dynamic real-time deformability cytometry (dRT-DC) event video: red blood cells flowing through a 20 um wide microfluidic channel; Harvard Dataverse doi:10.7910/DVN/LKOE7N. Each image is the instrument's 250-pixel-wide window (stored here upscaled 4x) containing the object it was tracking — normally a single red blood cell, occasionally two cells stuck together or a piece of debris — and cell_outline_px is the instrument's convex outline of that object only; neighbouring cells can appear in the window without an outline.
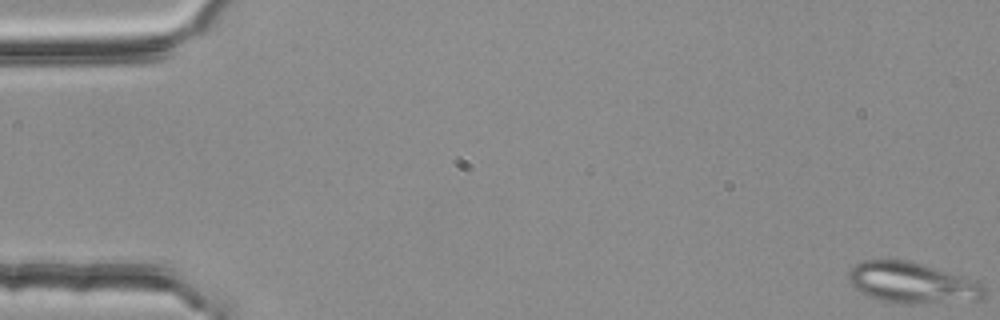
{"species": "common noctule bat (a hibernating species)", "species_latin": "Nyctalus noctula", "temperature_condition": "room temperature", "stored_images_in_passage": 6, "camera_frame_rate_fps": 3000, "um_per_image_px": 0.085, "animal": {"sex": "female", "body_mass_g": 25.1}, "frame": {"image": 1, "passage_image": 1, "time_ms": 0.0, "image_size_px": [1000, 320], "cell_outline_px": [[984, 296], [980, 300], [912, 304], [892, 304], [868, 296], [860, 292], [848, 280], [848, 272], [856, 264], [864, 260], [912, 260], [984, 284]], "centroid_in_image_um": [77.51, 24.05], "position_along_channel_um": 7.5, "area_um2": 32.43}}